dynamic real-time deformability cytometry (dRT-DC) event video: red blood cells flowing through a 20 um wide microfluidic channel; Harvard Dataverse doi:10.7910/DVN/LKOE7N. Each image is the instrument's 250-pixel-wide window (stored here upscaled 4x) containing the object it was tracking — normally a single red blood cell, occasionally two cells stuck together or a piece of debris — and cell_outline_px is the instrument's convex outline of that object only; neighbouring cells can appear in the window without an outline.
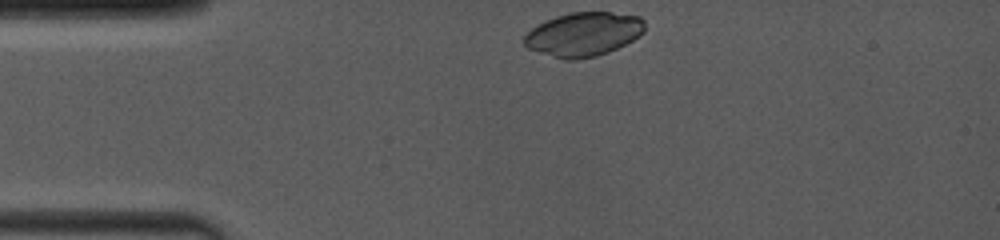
{"species": "common noctule bat (a hibernating species)", "species_latin": "Nyctalus noctula", "temperature_condition": "room temperature", "stored_images_in_passage": 15, "camera_frame_rate_fps": 4000, "um_per_image_px": 0.085, "animal": {"sex": "female", "body_mass_g": 19.0, "forearm_length_mm": 53.3}, "frame": {"image": 1, "passage_image": 1, "time_ms": 0.0, "image_size_px": [1000, 240], "cell_outline_px": [[644, 32], [640, 36], [608, 52], [596, 56], [576, 60], [564, 60], [528, 48], [524, 44], [524, 36], [536, 24], [556, 16], [572, 12], [612, 12], [640, 16], [644, 20]], "centroid_in_image_um": [49.6, 2.9], "position_along_channel_um": 35.4, "area_um2": 30.87}}